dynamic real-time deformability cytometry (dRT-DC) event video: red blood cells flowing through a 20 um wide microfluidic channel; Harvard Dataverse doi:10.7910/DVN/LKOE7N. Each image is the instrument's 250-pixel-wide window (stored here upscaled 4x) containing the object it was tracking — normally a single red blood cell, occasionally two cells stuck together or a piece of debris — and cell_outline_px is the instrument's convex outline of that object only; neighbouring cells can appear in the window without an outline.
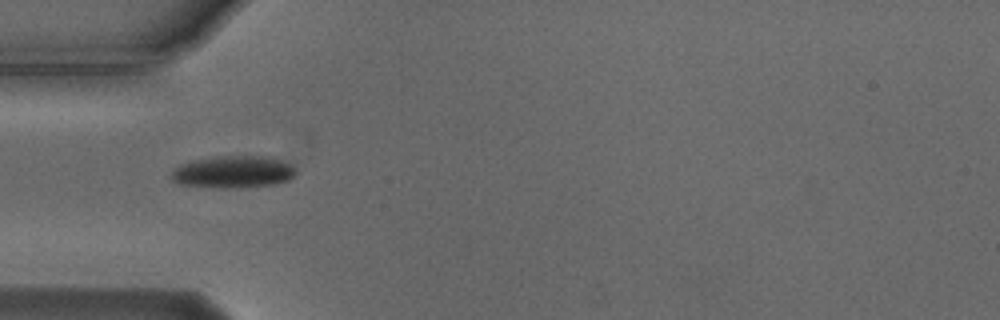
{"species": "Egyptian fruit bat (a non-hibernating species)", "species_latin": "Rousettus aegyptiacus", "temperature_condition": "cold", "stored_images_in_passage": 23, "camera_frame_rate_fps": 3000, "um_per_image_px": 0.085, "animal": {"sex": "male"}, "frame": {"image": 1, "passage_image": 1, "time_ms": 0.0, "image_size_px": [1000, 320], "cell_outline_px": [[296, 172], [288, 180], [276, 184], [224, 188], [216, 188], [180, 184], [172, 180], [172, 168], [180, 164], [192, 160], [216, 156], [268, 156], [292, 164], [296, 168]], "centroid_in_image_um": [19.8, 14.6], "position_along_channel_um": 65.2, "area_um2": 23.41}}
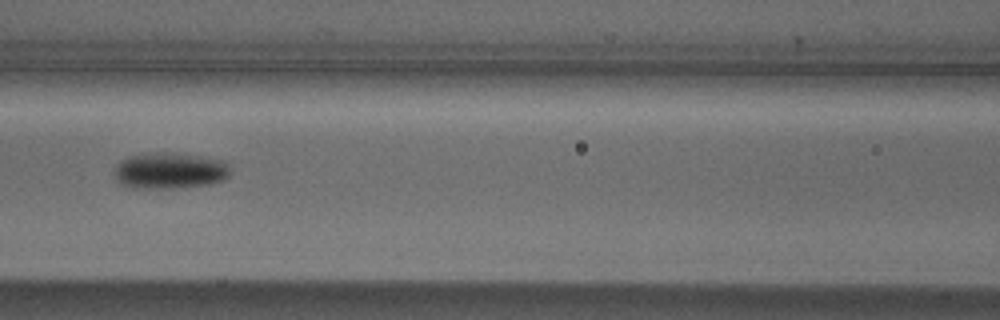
{"frame": {"image": 2, "passage_image": 8, "time_ms": 2.333, "image_size_px": [1000, 320], "cell_outline_px": [[228, 176], [224, 180], [208, 184], [176, 188], [128, 188], [120, 184], [116, 180], [116, 164], [120, 160], [128, 156], [148, 152], [172, 152], [200, 156], [224, 160], [228, 164]], "centroid_in_image_um": [14.39, 14.5], "position_along_channel_um": 152.2, "area_um2": 24.74}}
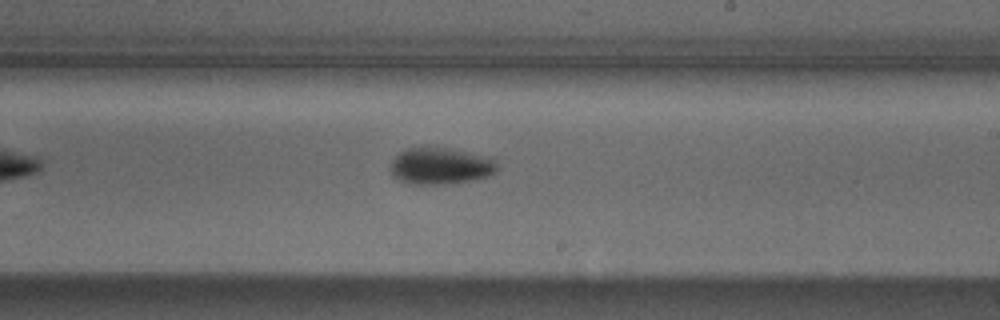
{"frame": {"image": 3, "passage_image": 16, "time_ms": 5.0, "image_size_px": [1000, 320], "cell_outline_px": [[500, 168], [496, 172], [488, 176], [472, 180], [444, 184], [412, 184], [400, 180], [392, 176], [388, 168], [388, 164], [400, 152], [408, 148], [448, 148], [488, 156], [496, 160]], "centroid_in_image_um": [37.45, 14.11], "position_along_channel_um": 251.6, "area_um2": 23.0}}